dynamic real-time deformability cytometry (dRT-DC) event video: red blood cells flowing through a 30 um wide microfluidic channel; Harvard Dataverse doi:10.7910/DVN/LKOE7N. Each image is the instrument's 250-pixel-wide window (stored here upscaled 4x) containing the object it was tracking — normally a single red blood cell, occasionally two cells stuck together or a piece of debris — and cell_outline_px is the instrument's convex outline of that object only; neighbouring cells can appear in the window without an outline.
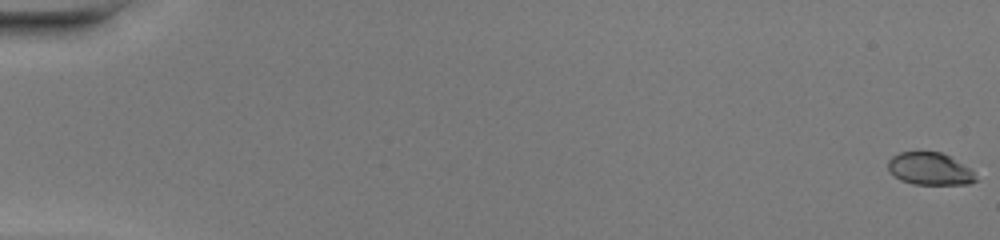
{"species": "common noctule bat (a hibernating species)", "species_latin": "Nyctalus noctula", "temperature_condition": "warm", "stored_images_in_passage": 50, "camera_frame_rate_fps": 3000, "um_per_image_px": 0.085, "animal": {"sex": "female", "body_mass_g": 20.0, "forearm_length_mm": 54.0}, "frame": {"image": 1, "passage_image": 1, "time_ms": 0.0, "image_size_px": [1000, 240], "cell_outline_px": [[976, 180], [968, 184], [912, 184], [900, 180], [888, 168], [888, 160], [892, 156], [900, 152], [940, 152], [972, 168], [976, 176]], "centroid_in_image_um": [79.05, 14.35], "position_along_channel_um": 5.9, "area_um2": 16.47}}
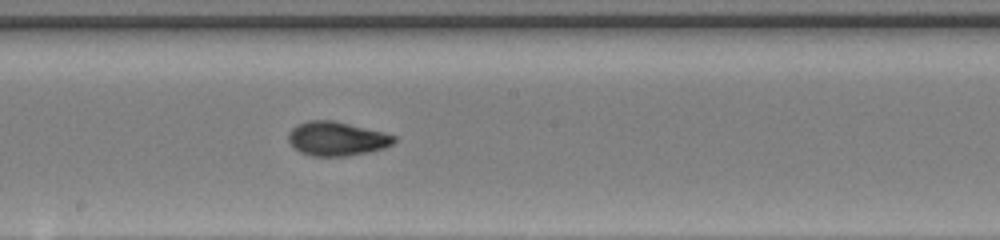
{"frame": {"image": 2, "passage_image": 29, "time_ms": 9.333, "image_size_px": [1000, 240], "cell_outline_px": [[396, 140], [392, 144], [384, 148], [368, 152], [348, 156], [312, 156], [300, 152], [292, 148], [288, 140], [288, 132], [296, 124], [308, 120], [332, 120], [384, 132], [396, 136]], "centroid_in_image_um": [28.59, 11.79], "position_along_channel_um": 219.6, "area_um2": 21.15}}
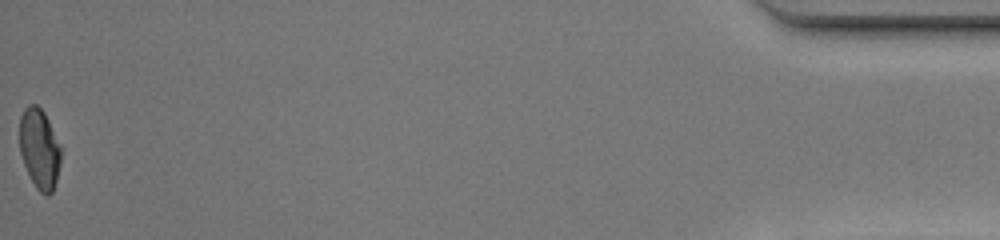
{"frame": {"image": 3, "passage_image": 50, "time_ms": 16.333, "image_size_px": [1000, 240], "cell_outline_px": [[64, 148], [56, 180], [52, 192], [48, 196], [44, 196], [36, 188], [24, 164], [20, 152], [20, 116], [24, 108], [28, 104], [36, 104], [44, 112]], "centroid_in_image_um": [3.39, 12.63], "position_along_channel_um": 431.8, "area_um2": 19.71}, "authors_computed_cell_mechanics": {"area_um2": 19.941, "velocity_mm_per_s": 4.339, "shape_relaxation_time_tau1_ms": 6.2273, "shape_relaxation_time_tau2_ms": 1.0381, "deformation_change_tau1": 0.2473, "deformation_change_tau2": 0.0527}}